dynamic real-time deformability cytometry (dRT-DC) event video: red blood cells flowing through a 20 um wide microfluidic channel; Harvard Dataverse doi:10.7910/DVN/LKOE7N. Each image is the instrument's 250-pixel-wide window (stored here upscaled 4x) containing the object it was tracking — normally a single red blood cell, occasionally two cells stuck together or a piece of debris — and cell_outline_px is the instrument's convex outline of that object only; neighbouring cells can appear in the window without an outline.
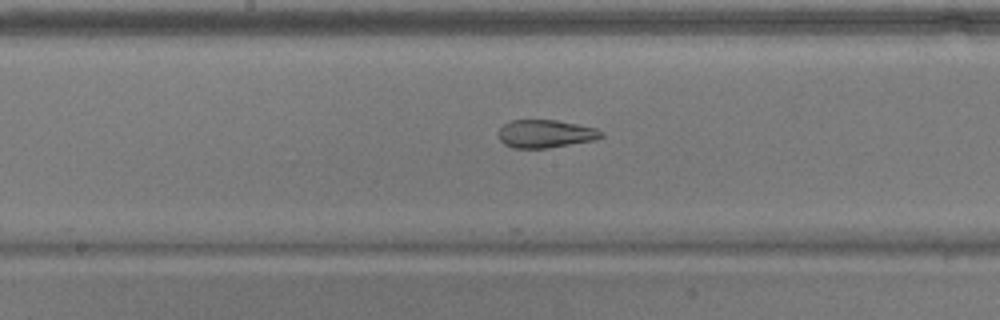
{"species": "common noctule bat (a hibernating species)", "species_latin": "Nyctalus noctula", "temperature_condition": "warm", "stored_images_in_passage": 33, "camera_frame_rate_fps": 3000, "um_per_image_px": 0.085, "animal": {"sex": "male", "body_mass_g": 17.9}, "frame": {"image": 1, "passage_image": 28, "time_ms": 9.0, "image_size_px": [1000, 320], "cell_outline_px": [[604, 136], [592, 140], [548, 148], [512, 148], [504, 144], [500, 140], [496, 132], [504, 124], [512, 120], [556, 120], [596, 128], [604, 132]], "centroid_in_image_um": [46.33, 11.37], "position_along_channel_um": 201.9, "area_um2": 16.76}}